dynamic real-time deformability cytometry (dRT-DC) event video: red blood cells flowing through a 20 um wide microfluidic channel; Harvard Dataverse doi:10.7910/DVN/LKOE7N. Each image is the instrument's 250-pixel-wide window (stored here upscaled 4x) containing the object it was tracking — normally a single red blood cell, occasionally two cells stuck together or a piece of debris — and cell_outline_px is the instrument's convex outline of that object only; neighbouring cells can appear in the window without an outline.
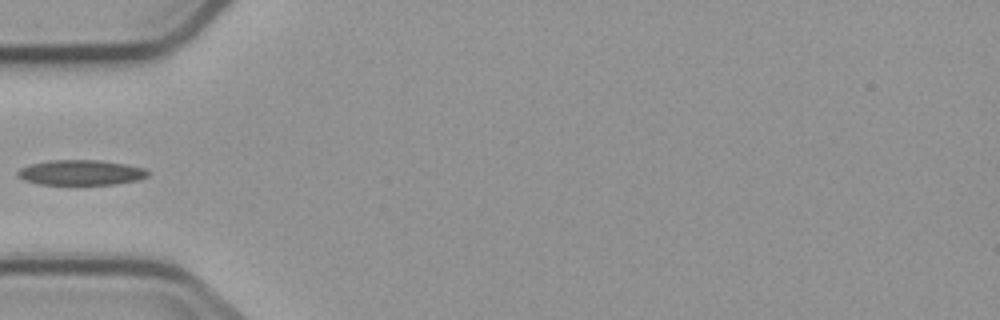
{"species": "common noctule bat (a hibernating species)", "species_latin": "Nyctalus noctula", "temperature_condition": "cold", "stored_images_in_passage": 6, "camera_frame_rate_fps": 3000, "um_per_image_px": 0.085, "animal": {"sex": "male", "body_mass_g": 23.1, "forearm_length_mm": 52.7}, "frame": {"image": 1, "passage_image": 5, "time_ms": 5.667, "image_size_px": [1000, 320], "cell_outline_px": [[148, 176], [136, 180], [116, 184], [76, 188], [40, 184], [24, 180], [16, 176], [16, 172], [20, 168], [32, 164], [52, 160], [100, 160], [124, 164], [144, 168], [148, 172]], "centroid_in_image_um": [6.83, 14.72], "position_along_channel_um": 78.2, "area_um2": 20.0}}
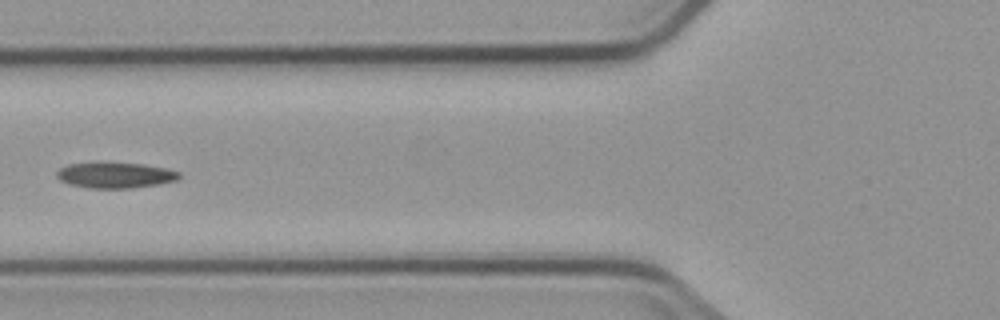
{"frame": {"image": 2, "passage_image": 6, "time_ms": 6.667, "image_size_px": [1000, 320], "cell_outline_px": [[180, 176], [176, 180], [160, 184], [132, 188], [88, 188], [68, 184], [60, 180], [56, 176], [56, 172], [60, 168], [68, 164], [100, 160], [108, 160], [144, 164], [168, 168], [180, 172]], "centroid_in_image_um": [9.77, 14.85], "position_along_channel_um": 116.0, "area_um2": 19.25}}